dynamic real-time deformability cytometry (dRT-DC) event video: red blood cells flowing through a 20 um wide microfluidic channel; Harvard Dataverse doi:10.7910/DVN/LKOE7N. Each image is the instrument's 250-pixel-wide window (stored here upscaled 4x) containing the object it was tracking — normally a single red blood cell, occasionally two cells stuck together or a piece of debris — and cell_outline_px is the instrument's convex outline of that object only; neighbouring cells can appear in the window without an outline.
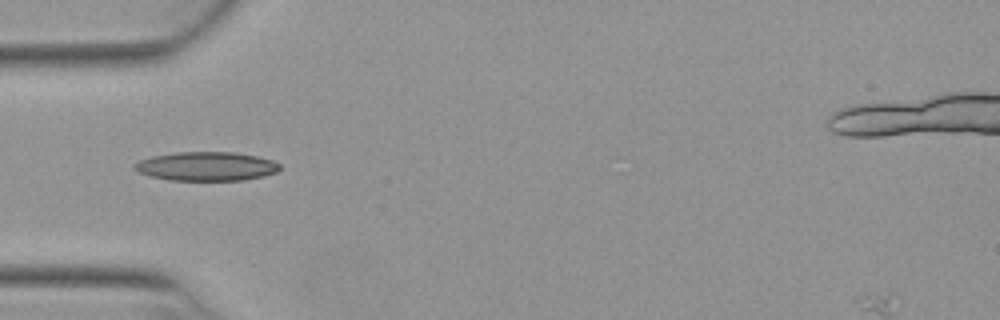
{"species": "Egyptian fruit bat (a non-hibernating species)", "species_latin": "Rousettus aegyptiacus", "temperature_condition": "warm", "stored_images_in_passage": 7, "camera_frame_rate_fps": 3000, "um_per_image_px": 0.085, "animal": {"sex": "female"}, "frame": {"image": 1, "passage_image": 2, "time_ms": 0.333, "image_size_px": [1000, 320], "cell_outline_px": [[280, 168], [276, 172], [264, 176], [244, 180], [168, 180], [152, 176], [140, 172], [132, 168], [132, 164], [140, 160], [152, 156], [176, 152], [236, 152], [256, 156], [272, 160], [280, 164]], "centroid_in_image_um": [17.54, 14.13], "position_along_channel_um": 67.5, "area_um2": 24.51}}
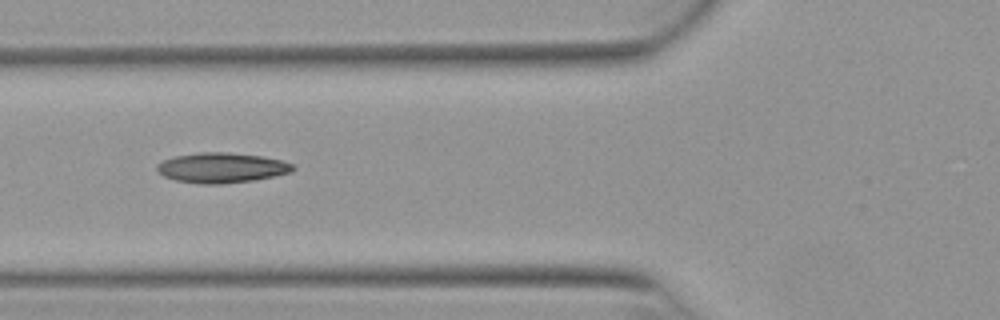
{"frame": {"image": 2, "passage_image": 5, "time_ms": 1.333, "image_size_px": [1000, 320], "cell_outline_px": [[296, 168], [292, 172], [276, 176], [252, 180], [220, 184], [204, 184], [176, 180], [164, 176], [156, 168], [156, 164], [172, 156], [200, 152], [228, 152], [260, 156], [284, 160], [292, 164]], "centroid_in_image_um": [18.86, 14.25], "position_along_channel_um": 106.9, "area_um2": 23.87}}